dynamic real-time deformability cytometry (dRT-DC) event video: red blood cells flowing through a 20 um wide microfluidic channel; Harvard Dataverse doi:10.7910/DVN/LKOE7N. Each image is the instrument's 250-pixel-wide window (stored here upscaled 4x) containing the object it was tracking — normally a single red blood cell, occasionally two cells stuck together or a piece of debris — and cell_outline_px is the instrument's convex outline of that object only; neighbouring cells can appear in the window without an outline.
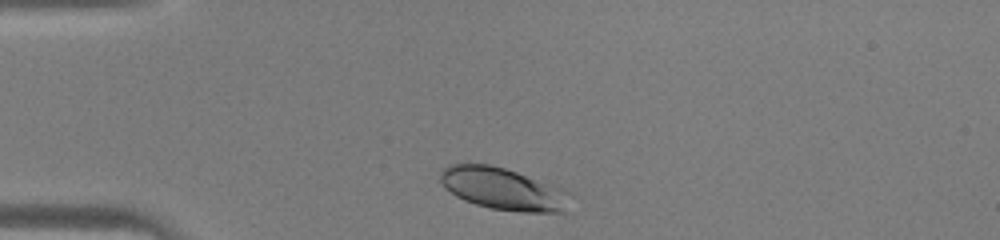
{"species": "human", "species_latin": "Homo sapiens", "temperature_condition": "warm", "stored_images_in_passage": 29, "camera_frame_rate_fps": 3000, "um_per_image_px": 0.085, "donor": {"sex": "male"}, "frame": {"image": 1, "passage_image": 2, "time_ms": 0.333, "image_size_px": [1000, 240], "cell_outline_px": [[572, 196], [564, 212], [520, 212], [492, 208], [476, 204], [464, 200], [456, 196], [444, 188], [440, 180], [440, 172], [448, 164], [492, 164], [552, 184], [572, 192]], "centroid_in_image_um": [42.78, 16.05], "position_along_channel_um": 42.2, "area_um2": 31.96}}
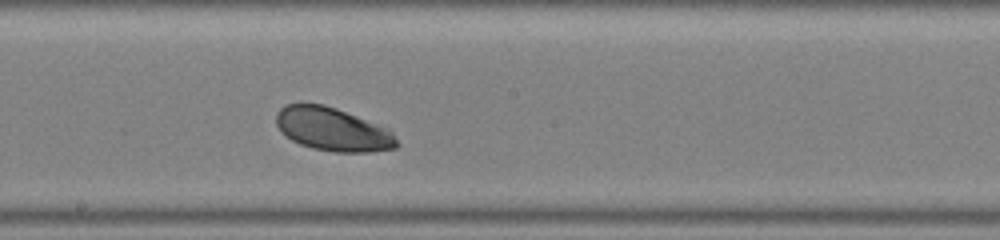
{"frame": {"image": 2, "passage_image": 16, "time_ms": 5.0, "image_size_px": [1000, 240], "cell_outline_px": [[400, 144], [396, 148], [368, 152], [336, 152], [312, 148], [300, 144], [292, 140], [276, 124], [276, 112], [280, 108], [288, 104], [324, 104], [336, 108], [392, 128]], "centroid_in_image_um": [28.37, 10.99], "position_along_channel_um": 219.8, "area_um2": 30.69}}
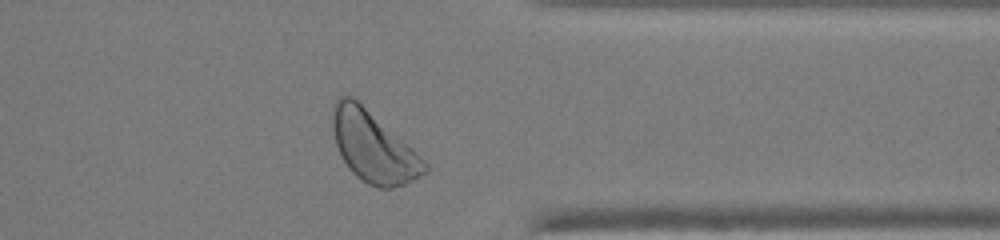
{"frame": {"image": 3, "passage_image": 27, "time_ms": 8.667, "image_size_px": [1000, 240], "cell_outline_px": [[428, 172], [404, 184], [392, 188], [380, 188], [368, 184], [356, 176], [348, 168], [340, 156], [336, 144], [332, 128], [332, 104], [340, 96], [352, 96], [412, 148], [428, 164]], "centroid_in_image_um": [31.7, 12.49], "position_along_channel_um": 379.7, "area_um2": 37.57}}